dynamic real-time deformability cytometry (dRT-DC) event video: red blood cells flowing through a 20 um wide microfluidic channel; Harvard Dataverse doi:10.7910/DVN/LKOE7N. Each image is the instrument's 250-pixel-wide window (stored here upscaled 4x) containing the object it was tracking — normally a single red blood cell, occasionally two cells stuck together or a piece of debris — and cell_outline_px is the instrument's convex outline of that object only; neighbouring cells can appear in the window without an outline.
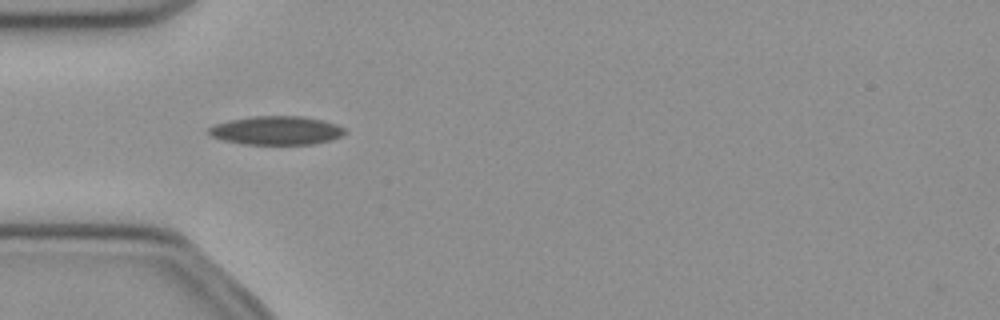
{"species": "common noctule bat (a hibernating species)", "species_latin": "Nyctalus noctula", "temperature_condition": "cold", "stored_images_in_passage": 18, "camera_frame_rate_fps": 3000, "um_per_image_px": 0.085, "animal": {"sex": "female", "body_mass_g": 21.9}, "frame": {"image": 1, "passage_image": 3, "time_ms": 0.667, "image_size_px": [1000, 320], "cell_outline_px": [[348, 132], [344, 136], [332, 140], [312, 144], [240, 144], [224, 140], [212, 136], [208, 132], [208, 128], [216, 124], [228, 120], [252, 116], [300, 116], [324, 120], [336, 124], [344, 128]], "centroid_in_image_um": [23.54, 11.09], "position_along_channel_um": 61.5, "area_um2": 22.89}}
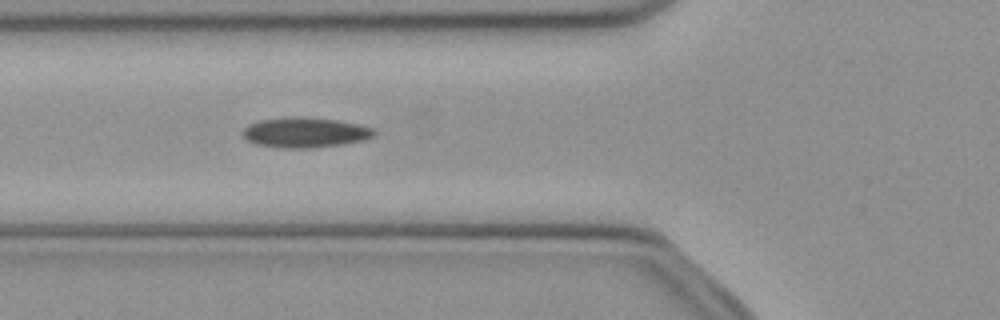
{"frame": {"image": 2, "passage_image": 6, "time_ms": 1.667, "image_size_px": [1000, 320], "cell_outline_px": [[376, 136], [364, 140], [344, 144], [312, 148], [284, 148], [256, 144], [248, 140], [240, 132], [248, 124], [260, 120], [284, 116], [304, 116], [340, 120], [360, 124], [372, 128], [376, 132]], "centroid_in_image_um": [25.95, 11.24], "position_along_channel_um": 99.8, "area_um2": 23.58}}